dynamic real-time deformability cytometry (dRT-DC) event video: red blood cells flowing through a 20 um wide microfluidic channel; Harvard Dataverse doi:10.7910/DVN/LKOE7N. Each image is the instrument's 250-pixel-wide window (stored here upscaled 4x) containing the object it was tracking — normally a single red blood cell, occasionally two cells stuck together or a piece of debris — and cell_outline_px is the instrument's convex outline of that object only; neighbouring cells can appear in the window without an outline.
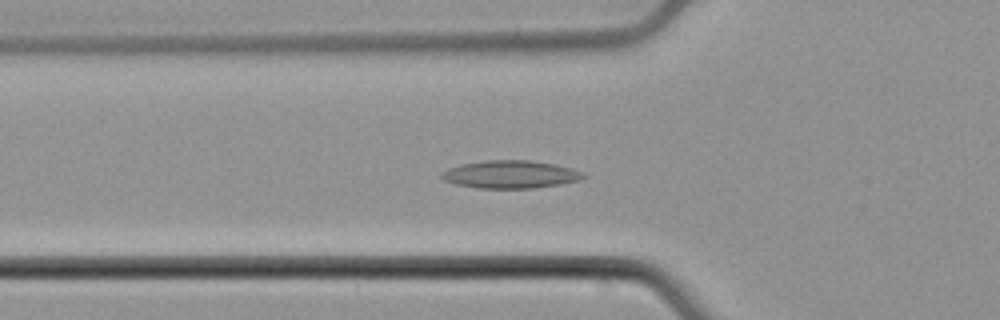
{"species": "common noctule bat (a hibernating species)", "species_latin": "Nyctalus noctula", "temperature_condition": "cold", "stored_images_in_passage": 55, "camera_frame_rate_fps": 3000, "um_per_image_px": 0.085, "animal": {"sex": "male", "body_mass_g": 21.5, "forearm_length_mm": 52.0}, "frame": {"image": 1, "passage_image": 19, "time_ms": 6.0, "image_size_px": [1000, 320], "cell_outline_px": [[588, 176], [580, 180], [560, 184], [536, 188], [480, 188], [456, 184], [444, 180], [440, 176], [448, 168], [464, 164], [488, 160], [532, 160], [556, 164], [572, 168], [584, 172]], "centroid_in_image_um": [43.47, 14.82], "position_along_channel_um": 82.3, "area_um2": 22.95}}
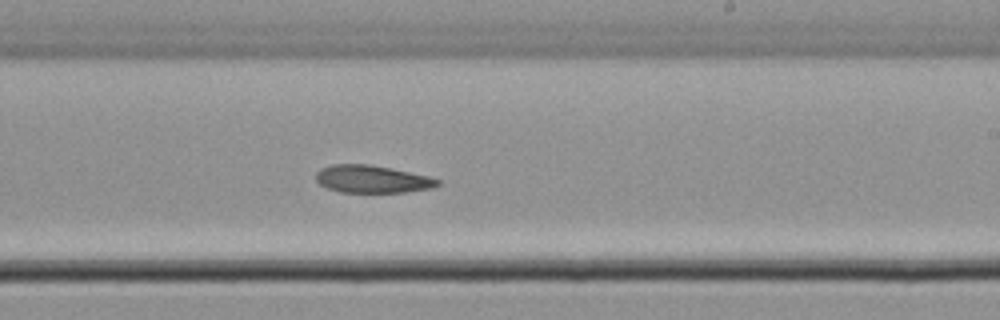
{"frame": {"image": 2, "passage_image": 33, "time_ms": 10.667, "image_size_px": [1000, 320], "cell_outline_px": [[440, 184], [432, 188], [404, 192], [340, 192], [328, 188], [320, 184], [316, 180], [316, 172], [320, 168], [332, 164], [368, 164], [428, 176], [440, 180]], "centroid_in_image_um": [31.6, 15.22], "position_along_channel_um": 257.4, "area_um2": 19.36}}
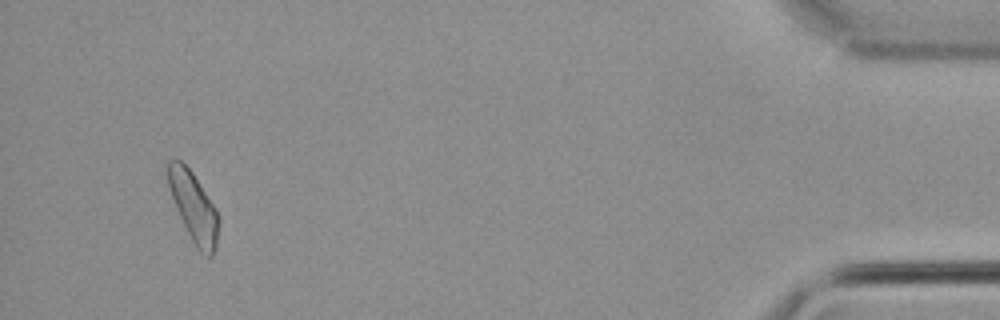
{"frame": {"image": 3, "passage_image": 52, "time_ms": 17.0, "image_size_px": [1000, 320], "cell_outline_px": [[220, 220], [216, 248], [212, 256], [208, 260], [192, 244], [176, 208], [168, 188], [168, 160], [180, 160], [192, 172], [216, 208], [220, 216]], "centroid_in_image_um": [16.49, 17.69], "position_along_channel_um": 418.7, "area_um2": 20.87}}